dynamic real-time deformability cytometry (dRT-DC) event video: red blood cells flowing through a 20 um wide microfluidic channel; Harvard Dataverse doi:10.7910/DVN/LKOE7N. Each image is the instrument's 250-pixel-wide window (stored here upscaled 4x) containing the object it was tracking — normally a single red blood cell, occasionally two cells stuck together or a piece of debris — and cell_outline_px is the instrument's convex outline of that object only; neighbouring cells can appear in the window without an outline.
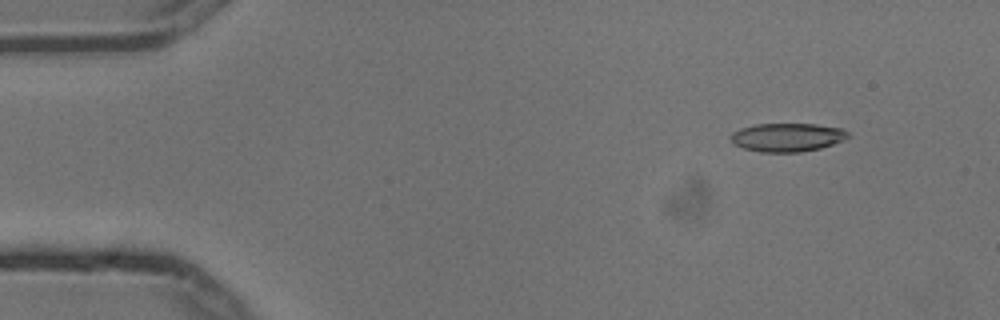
{"species": "common noctule bat (a hibernating species)", "species_latin": "Nyctalus noctula", "temperature_condition": "cold", "stored_images_in_passage": 4, "camera_frame_rate_fps": 3000, "um_per_image_px": 0.085, "animal": {"sex": "male", "body_mass_g": 13.3}, "frame": {"image": 1, "passage_image": 2, "time_ms": 0.333, "image_size_px": [1000, 320], "cell_outline_px": [[848, 136], [844, 140], [820, 148], [800, 152], [760, 152], [744, 148], [732, 144], [728, 136], [732, 132], [740, 128], [756, 124], [816, 124], [840, 128], [848, 132]], "centroid_in_image_um": [66.85, 11.67], "position_along_channel_um": 18.1, "area_um2": 19.54}}